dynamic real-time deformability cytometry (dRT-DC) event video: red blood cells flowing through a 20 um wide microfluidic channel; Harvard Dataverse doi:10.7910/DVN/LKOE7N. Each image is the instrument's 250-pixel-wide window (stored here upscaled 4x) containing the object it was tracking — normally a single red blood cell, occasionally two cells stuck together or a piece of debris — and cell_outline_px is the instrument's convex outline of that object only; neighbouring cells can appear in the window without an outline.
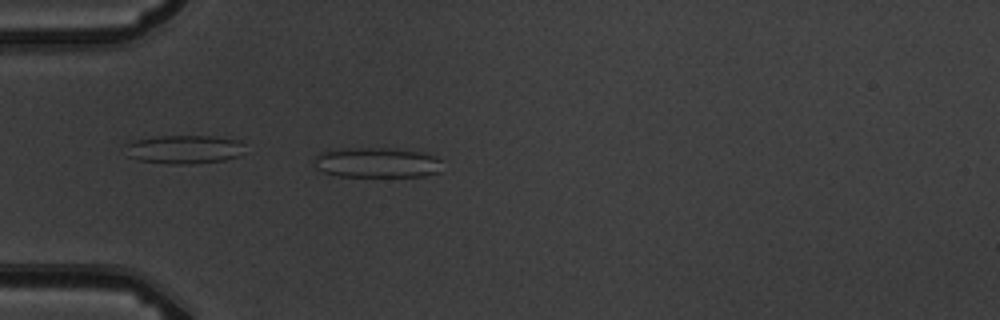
{"species": "common noctule bat (a hibernating species)", "species_latin": "Nyctalus noctula", "temperature_condition": "warm", "stored_images_in_passage": 5, "camera_frame_rate_fps": 3000, "um_per_image_px": 0.085, "animal": {"sex": "male", "body_mass_g": 19.5, "forearm_length_mm": 54.6}, "frame": {"image": 1, "passage_image": 5, "time_ms": 5.333, "image_size_px": [1000, 320], "cell_outline_px": [[444, 160], [440, 172], [424, 176], [336, 176], [324, 172], [316, 168], [312, 160], [320, 152], [332, 148], [396, 148], [424, 152], [436, 156]], "centroid_in_image_um": [32.06, 13.8], "position_along_channel_um": 52.9, "area_um2": 23.18}}